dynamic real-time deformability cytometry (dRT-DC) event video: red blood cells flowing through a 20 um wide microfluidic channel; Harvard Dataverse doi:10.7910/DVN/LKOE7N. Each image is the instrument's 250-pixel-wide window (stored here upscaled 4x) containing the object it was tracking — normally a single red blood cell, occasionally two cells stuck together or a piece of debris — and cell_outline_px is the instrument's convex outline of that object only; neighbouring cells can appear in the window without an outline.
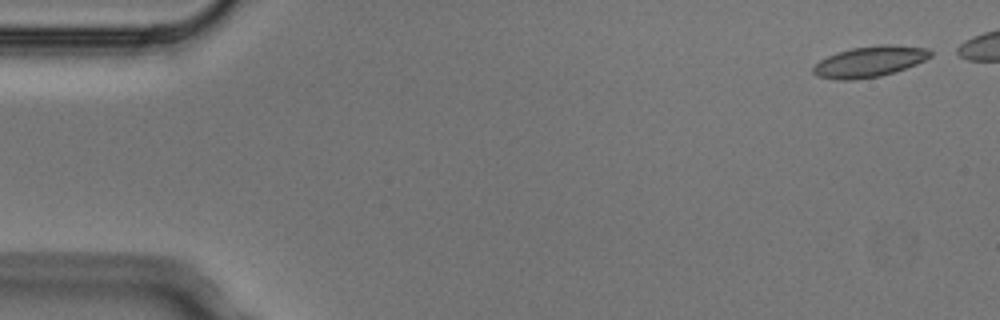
{"species": "Egyptian fruit bat (a non-hibernating species)", "species_latin": "Rousettus aegyptiacus", "temperature_condition": "cold", "stored_images_in_passage": 5, "camera_frame_rate_fps": 3000, "um_per_image_px": 0.085, "animal": {"sex": "male"}, "frame": {"image": 1, "passage_image": 1, "time_ms": 0.0, "image_size_px": [1000, 320], "cell_outline_px": [[932, 56], [916, 64], [880, 76], [852, 80], [836, 80], [816, 76], [812, 72], [812, 68], [820, 60], [836, 52], [852, 48], [884, 44], [892, 44], [928, 48], [932, 52]], "centroid_in_image_um": [73.9, 5.23], "position_along_channel_um": 11.1, "area_um2": 21.04}}